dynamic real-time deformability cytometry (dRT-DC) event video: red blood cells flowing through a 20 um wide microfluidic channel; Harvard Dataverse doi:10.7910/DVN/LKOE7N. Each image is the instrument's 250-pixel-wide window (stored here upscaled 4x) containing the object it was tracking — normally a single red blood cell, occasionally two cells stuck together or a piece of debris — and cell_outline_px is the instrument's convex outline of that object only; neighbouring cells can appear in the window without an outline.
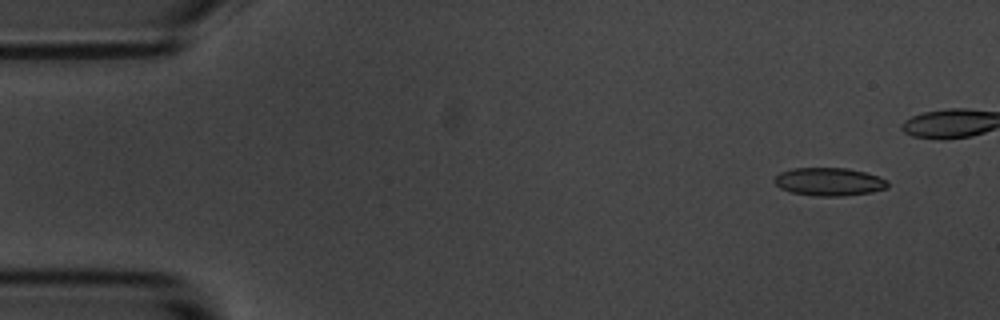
{"species": "common noctule bat (a hibernating species)", "species_latin": "Nyctalus noctula", "temperature_condition": "room temperature", "stored_images_in_passage": 8, "camera_frame_rate_fps": 3000, "um_per_image_px": 0.085, "animal": {"sex": "male", "body_mass_g": 20.1, "forearm_length_mm": 53.5}, "frame": {"image": 1, "passage_image": 2, "time_ms": 1.333, "image_size_px": [1000, 320], "cell_outline_px": [[888, 188], [872, 192], [844, 196], [812, 196], [792, 192], [780, 188], [772, 180], [780, 172], [792, 168], [848, 168], [864, 172], [888, 180]], "centroid_in_image_um": [70.47, 15.45], "position_along_channel_um": 14.5, "area_um2": 18.61}}